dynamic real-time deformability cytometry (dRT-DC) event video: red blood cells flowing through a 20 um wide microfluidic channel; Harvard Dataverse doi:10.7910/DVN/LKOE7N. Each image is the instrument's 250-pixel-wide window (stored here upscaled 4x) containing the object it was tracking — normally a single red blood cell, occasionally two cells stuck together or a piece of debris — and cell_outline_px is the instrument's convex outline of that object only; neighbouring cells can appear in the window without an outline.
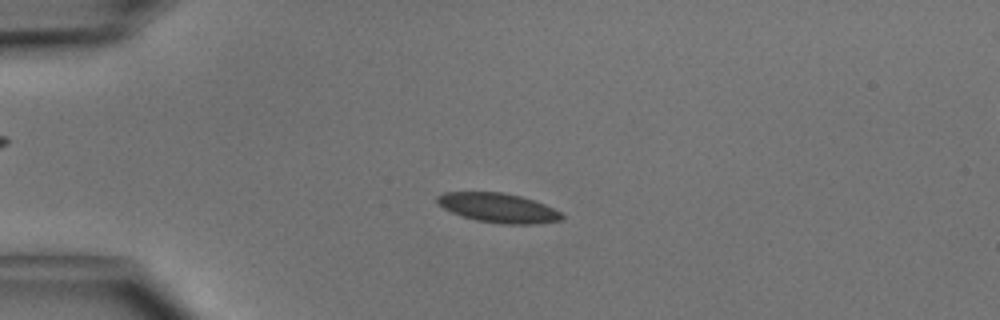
{"species": "common noctule bat (a hibernating species)", "species_latin": "Nyctalus noctula", "temperature_condition": "cold", "stored_images_in_passage": 33, "camera_frame_rate_fps": 3000, "um_per_image_px": 0.085, "animal": {"sex": "male", "body_mass_g": 15.6}, "frame": {"image": 1, "passage_image": 12, "time_ms": 3.667, "image_size_px": [1000, 320], "cell_outline_px": [[564, 220], [532, 224], [508, 224], [476, 220], [452, 212], [436, 204], [436, 196], [444, 192], [504, 192], [520, 196], [544, 204], [560, 212], [564, 216]], "centroid_in_image_um": [42.33, 17.66], "position_along_channel_um": 42.7, "area_um2": 21.21}}
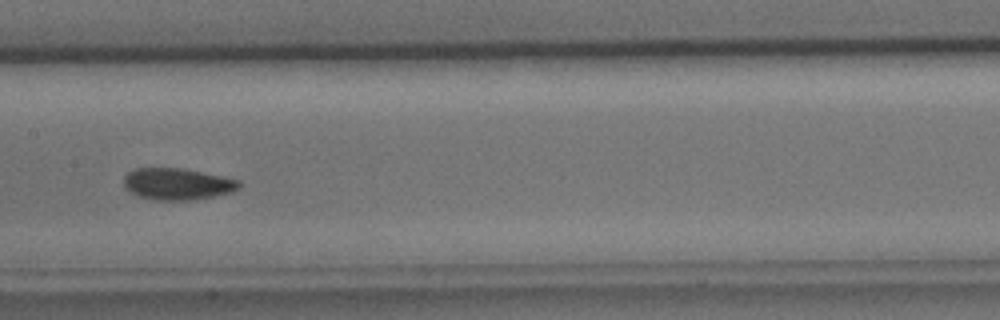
{"frame": {"image": 2, "passage_image": 25, "time_ms": 8.0, "image_size_px": [1000, 320], "cell_outline_px": [[240, 188], [232, 192], [212, 196], [188, 200], [156, 200], [140, 196], [132, 192], [124, 184], [124, 176], [128, 172], [136, 168], [180, 168], [240, 180]], "centroid_in_image_um": [15.08, 15.63], "position_along_channel_um": 192.3, "area_um2": 20.87}}
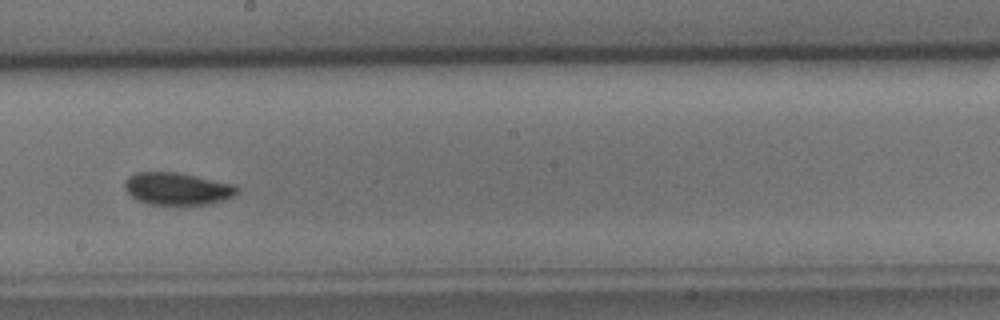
{"frame": {"image": 3, "passage_image": 28, "time_ms": 9.0, "image_size_px": [1000, 320], "cell_outline_px": [[240, 188], [232, 196], [208, 204], [148, 204], [136, 200], [124, 188], [124, 180], [128, 176], [136, 172], [176, 172], [196, 176], [232, 184]], "centroid_in_image_um": [15.0, 16.03], "position_along_channel_um": 233.2, "area_um2": 20.92}}